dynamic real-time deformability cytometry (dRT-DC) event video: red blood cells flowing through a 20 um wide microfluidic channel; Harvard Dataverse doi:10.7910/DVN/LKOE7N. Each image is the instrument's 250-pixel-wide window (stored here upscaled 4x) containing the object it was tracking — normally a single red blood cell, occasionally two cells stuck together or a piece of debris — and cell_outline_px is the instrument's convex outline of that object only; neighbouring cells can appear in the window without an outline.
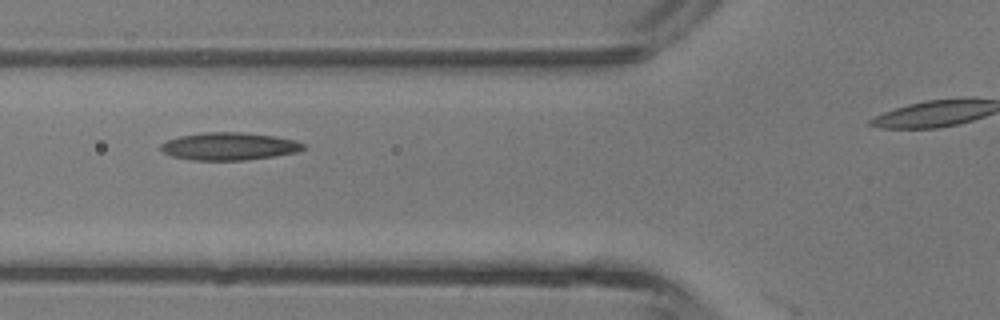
{"species": "common noctule bat (a hibernating species)", "species_latin": "Nyctalus noctula", "temperature_condition": "room temperature", "stored_images_in_passage": 5, "segment_of_instrument_passage": [1, 2], "camera_frame_rate_fps": 3000, "um_per_image_px": 0.085, "animal": {"sex": "male", "body_mass_g": 13.3}, "frame": {"image": 1, "passage_image": 4, "time_ms": 3.333, "image_size_px": [1000, 320], "cell_outline_px": [[304, 148], [296, 152], [272, 156], [244, 160], [192, 160], [172, 156], [164, 152], [160, 148], [160, 144], [168, 140], [180, 136], [204, 132], [240, 132], [272, 136], [296, 140], [304, 144]], "centroid_in_image_um": [19.45, 12.43], "position_along_channel_um": 106.4, "area_um2": 22.66}}